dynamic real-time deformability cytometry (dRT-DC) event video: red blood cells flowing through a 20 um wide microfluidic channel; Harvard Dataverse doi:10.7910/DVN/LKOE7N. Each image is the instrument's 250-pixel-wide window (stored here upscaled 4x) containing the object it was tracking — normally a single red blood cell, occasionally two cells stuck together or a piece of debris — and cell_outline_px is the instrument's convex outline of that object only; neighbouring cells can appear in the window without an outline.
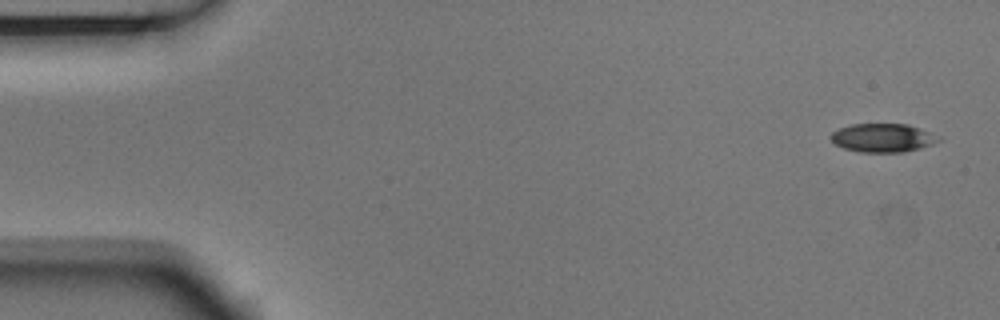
{"species": "Egyptian fruit bat (a non-hibernating species)", "species_latin": "Rousettus aegyptiacus", "temperature_condition": "room temperature", "stored_images_in_passage": 8, "camera_frame_rate_fps": 3000, "um_per_image_px": 0.085, "animal": {"sex": "male"}, "frame": {"image": 1, "passage_image": 1, "time_ms": 0.0, "image_size_px": [1000, 320], "cell_outline_px": [[940, 140], [932, 144], [920, 148], [904, 152], [860, 152], [844, 148], [836, 144], [828, 136], [832, 132], [840, 128], [852, 124], [908, 124], [920, 128]], "centroid_in_image_um": [74.97, 11.72], "position_along_channel_um": 10.0, "area_um2": 17.63}}
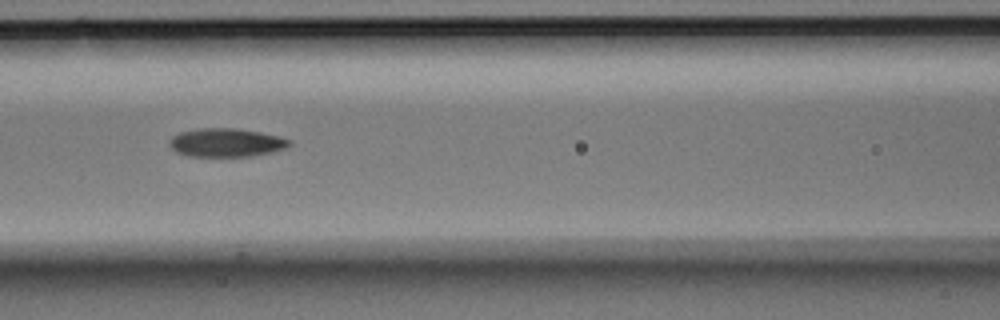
{"frame": {"image": 2, "passage_image": 6, "time_ms": 1.667, "image_size_px": [1000, 320], "cell_outline_px": [[292, 144], [284, 148], [272, 152], [252, 156], [188, 156], [176, 152], [168, 144], [168, 140], [172, 136], [180, 132], [196, 128], [236, 128], [260, 132], [292, 140]], "centroid_in_image_um": [19.19, 12.11], "position_along_channel_um": 147.4, "area_um2": 20.0}}
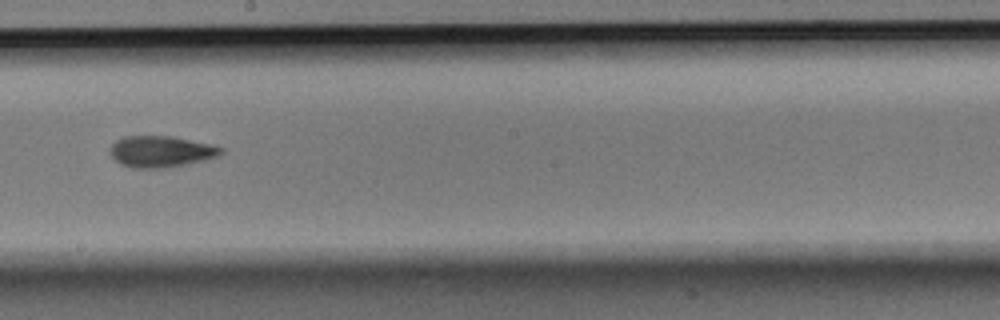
{"frame": {"image": 3, "passage_image": 8, "time_ms": 2.333, "image_size_px": [1000, 320], "cell_outline_px": [[224, 152], [220, 156], [188, 164], [164, 168], [132, 168], [120, 164], [112, 156], [112, 144], [116, 140], [124, 136], [172, 136], [212, 144], [224, 148]], "centroid_in_image_um": [13.74, 12.88], "position_along_channel_um": 234.5, "area_um2": 20.35}}